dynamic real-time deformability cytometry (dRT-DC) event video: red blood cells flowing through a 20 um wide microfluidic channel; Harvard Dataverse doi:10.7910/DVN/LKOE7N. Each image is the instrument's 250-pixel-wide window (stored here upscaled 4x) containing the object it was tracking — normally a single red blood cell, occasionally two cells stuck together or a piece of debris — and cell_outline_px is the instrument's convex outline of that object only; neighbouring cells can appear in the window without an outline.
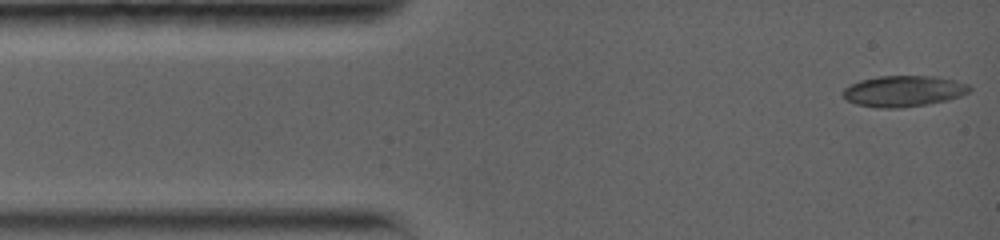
{"species": "common noctule bat (a hibernating species)", "species_latin": "Nyctalus noctula", "temperature_condition": "warm", "stored_images_in_passage": 38, "camera_frame_rate_fps": 5000, "um_per_image_px": 0.085, "animal": {"sex": "female", "body_mass_g": 19.0, "forearm_length_mm": 56.7}, "frame": {"image": 1, "passage_image": 1, "time_ms": 0.0, "image_size_px": [1000, 240], "cell_outline_px": [[972, 88], [968, 92], [960, 96], [948, 100], [900, 108], [880, 108], [856, 104], [848, 100], [840, 92], [844, 88], [860, 80], [880, 76], [936, 76], [968, 84]], "centroid_in_image_um": [76.79, 7.74], "position_along_channel_um": 8.2, "area_um2": 22.72}}
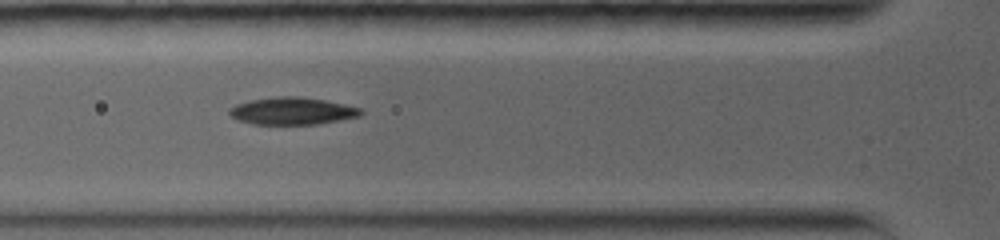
{"frame": {"image": 2, "passage_image": 17, "time_ms": 4.2, "image_size_px": [1000, 240], "cell_outline_px": [[364, 112], [360, 116], [316, 124], [252, 124], [240, 120], [232, 116], [228, 112], [228, 108], [236, 104], [248, 100], [280, 96], [300, 96], [324, 100], [344, 104], [360, 108]], "centroid_in_image_um": [24.82, 9.42], "position_along_channel_um": 101.0, "area_um2": 20.81}}
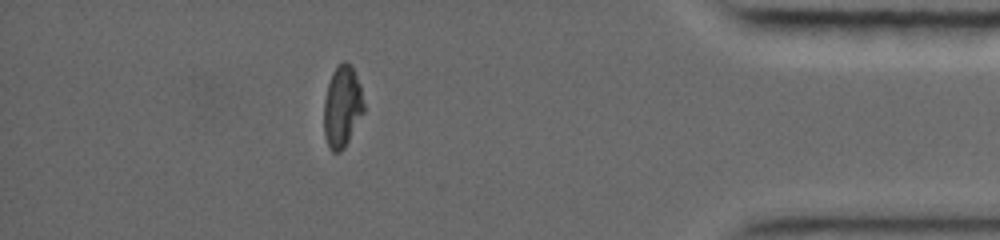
{"frame": {"image": 3, "passage_image": 33, "time_ms": 13.2, "image_size_px": [1000, 240], "cell_outline_px": [[364, 112], [344, 148], [340, 152], [332, 152], [324, 136], [324, 100], [328, 84], [332, 72], [344, 60], [352, 64], [360, 84], [364, 104]], "centroid_in_image_um": [29.09, 9.04], "position_along_channel_um": 406.1, "area_um2": 19.02}, "authors_computed_cell_mechanics": {"area_um2": 21.5305, "velocity_mm_per_s": 3.8548, "shape_relaxation_time_tau1_ms": 6.562, "shape_relaxation_time_tau2_ms": 3.8181, "deformation_change_tau1": 0.1967, "deformation_change_tau2": 0.0564}}